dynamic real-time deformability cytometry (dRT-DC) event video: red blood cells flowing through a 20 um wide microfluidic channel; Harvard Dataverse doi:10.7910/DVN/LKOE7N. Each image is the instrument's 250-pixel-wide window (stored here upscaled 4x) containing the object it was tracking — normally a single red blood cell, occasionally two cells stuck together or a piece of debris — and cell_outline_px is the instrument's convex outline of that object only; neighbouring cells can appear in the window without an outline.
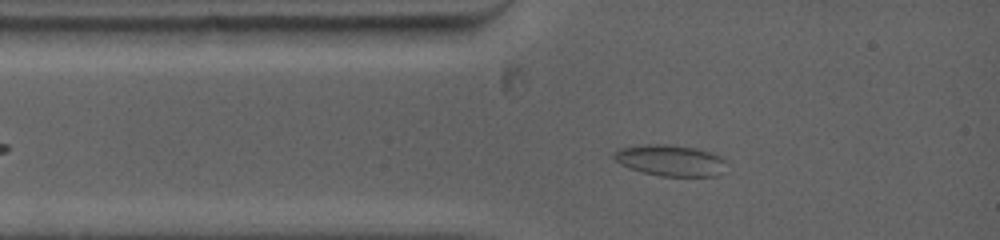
{"species": "common noctule bat (a hibernating species)", "species_latin": "Nyctalus noctula", "temperature_condition": "warm", "stored_images_in_passage": 26, "camera_frame_rate_fps": 5000, "um_per_image_px": 0.085, "animal": {"sex": "female", "body_mass_g": 19.0, "forearm_length_mm": 53.3}, "frame": {"image": 1, "passage_image": 4, "time_ms": 1.6, "image_size_px": [1000, 240], "cell_outline_px": [[728, 160], [720, 176], [660, 176], [628, 168], [620, 164], [612, 156], [616, 148], [644, 144], [668, 144], [696, 148], [724, 156]], "centroid_in_image_um": [57.01, 13.63], "position_along_channel_um": 28.0, "area_um2": 20.87}}
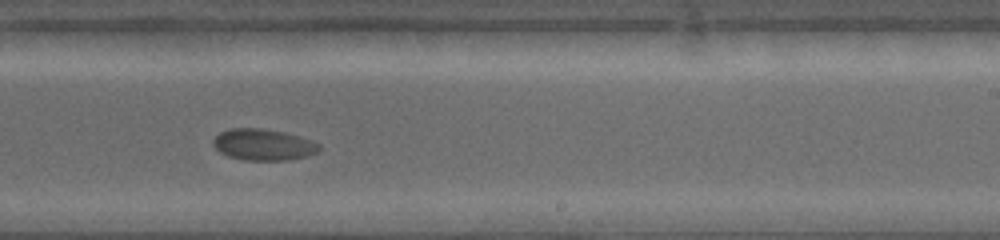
{"frame": {"image": 2, "passage_image": 17, "time_ms": 8.2, "image_size_px": [1000, 240], "cell_outline_px": [[320, 148], [316, 152], [308, 156], [288, 160], [244, 160], [228, 156], [220, 152], [212, 144], [212, 140], [220, 132], [228, 128], [260, 128], [284, 132], [320, 144]], "centroid_in_image_um": [22.34, 12.3], "position_along_channel_um": 266.7, "area_um2": 19.25}}
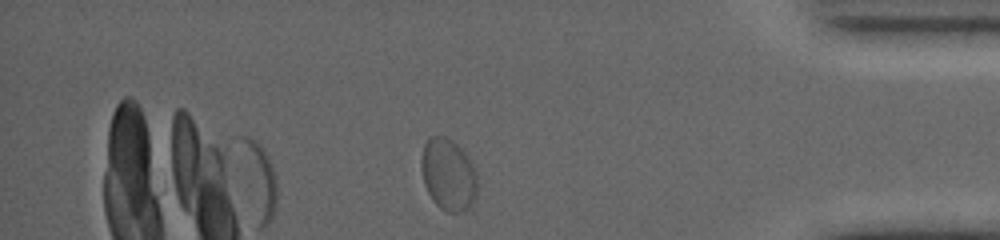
{"frame": {"image": 3, "passage_image": 26, "time_ms": 12.6, "image_size_px": [1000, 240], "cell_outline_px": [[476, 192], [472, 204], [464, 212], [448, 212], [440, 208], [432, 200], [424, 184], [420, 164], [420, 160], [424, 144], [428, 136], [444, 136], [452, 140], [472, 160], [476, 172]], "centroid_in_image_um": [38.09, 14.82], "position_along_channel_um": 397.1, "area_um2": 23.7}, "authors_computed_cell_mechanics": {"area_um2": 19.5942, "velocity_mm_per_s": 3.7392, "shape_relaxation_time_tau1_ms": 4.3209, "shape_relaxation_time_tau2_ms": null, "deformation_change_tau1": 0.0584, "deformation_change_tau2": null}}